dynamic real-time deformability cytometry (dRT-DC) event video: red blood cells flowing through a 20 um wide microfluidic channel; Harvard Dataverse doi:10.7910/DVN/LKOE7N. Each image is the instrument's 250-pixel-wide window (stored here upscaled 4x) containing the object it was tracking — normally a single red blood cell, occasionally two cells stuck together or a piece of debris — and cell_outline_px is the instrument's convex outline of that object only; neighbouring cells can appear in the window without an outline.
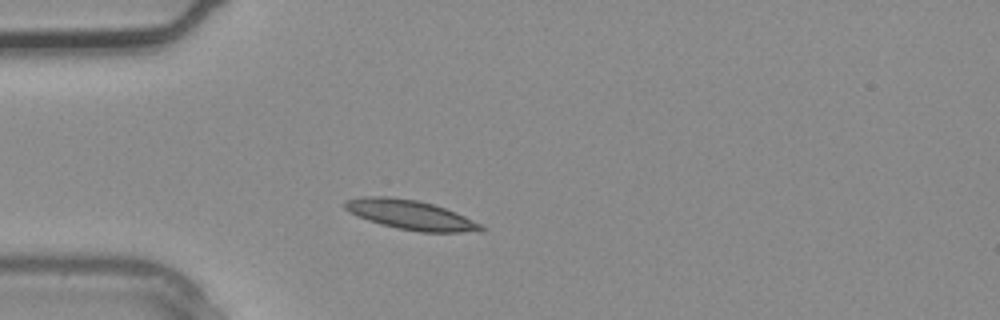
{"species": "common noctule bat (a hibernating species)", "species_latin": "Nyctalus noctula", "temperature_condition": "warm", "stored_images_in_passage": 1, "camera_frame_rate_fps": 3000, "um_per_image_px": 0.085, "animal": {"sex": "male", "body_mass_g": 20.4}, "frame": {"image": 1, "passage_image": 1, "time_ms": 0.0, "image_size_px": [1000, 320], "cell_outline_px": [[488, 228], [484, 232], [420, 232], [380, 224], [356, 216], [348, 212], [344, 208], [344, 200], [364, 196], [388, 196], [416, 200], [432, 204], [456, 212]], "centroid_in_image_um": [34.89, 18.26], "position_along_channel_um": 50.1, "area_um2": 23.47}}